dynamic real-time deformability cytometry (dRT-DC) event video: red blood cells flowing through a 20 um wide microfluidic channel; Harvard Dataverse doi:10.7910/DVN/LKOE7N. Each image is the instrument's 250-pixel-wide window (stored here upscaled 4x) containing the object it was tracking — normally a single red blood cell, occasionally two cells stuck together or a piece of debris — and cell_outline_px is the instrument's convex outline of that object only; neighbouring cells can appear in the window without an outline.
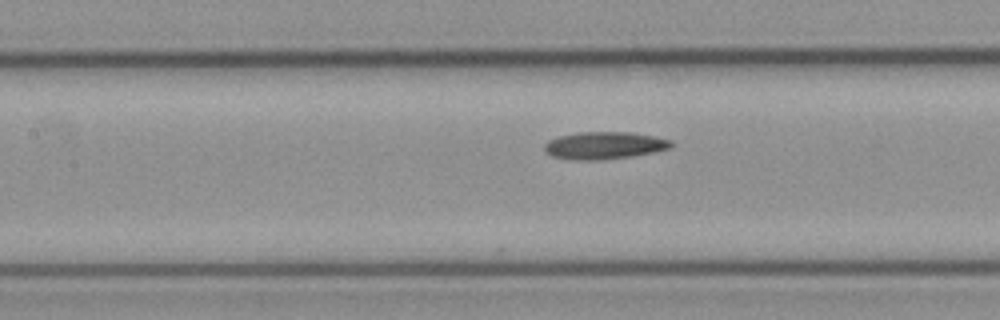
{"species": "common noctule bat (a hibernating species)", "species_latin": "Nyctalus noctula", "temperature_condition": "cold", "stored_images_in_passage": 12, "camera_frame_rate_fps": 3000, "um_per_image_px": 0.085, "animal": {"sex": "female", "body_mass_g": 21.9}, "frame": {"image": 1, "passage_image": 12, "time_ms": 3.667, "image_size_px": [1000, 320], "cell_outline_px": [[672, 148], [656, 152], [632, 156], [596, 160], [572, 160], [552, 156], [544, 152], [544, 144], [548, 140], [560, 136], [576, 132], [632, 132], [656, 136], [672, 140]], "centroid_in_image_um": [51.38, 12.36], "position_along_channel_um": 156.0, "area_um2": 20.46}}